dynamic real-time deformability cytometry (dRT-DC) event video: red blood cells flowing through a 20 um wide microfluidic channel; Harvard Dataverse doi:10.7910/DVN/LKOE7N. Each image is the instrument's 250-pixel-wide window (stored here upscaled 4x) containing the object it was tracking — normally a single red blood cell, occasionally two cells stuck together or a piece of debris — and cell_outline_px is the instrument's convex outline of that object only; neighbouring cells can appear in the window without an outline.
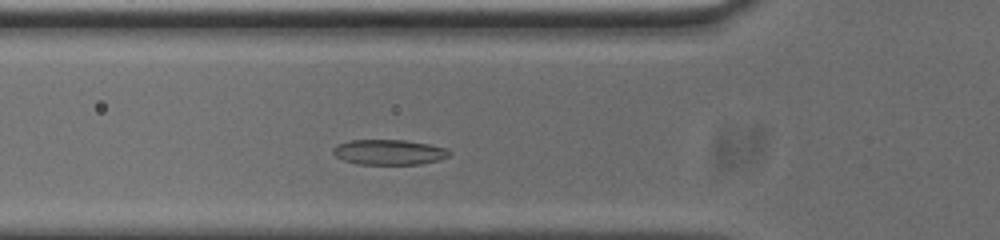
{"species": "common noctule bat (a hibernating species)", "species_latin": "Nyctalus noctula", "temperature_condition": "cold", "stored_images_in_passage": 37, "camera_frame_rate_fps": 3000, "um_per_image_px": 0.085, "animal": {"sex": "male", "body_mass_g": 20.0, "forearm_length_mm": 53.3}, "frame": {"image": 1, "passage_image": 10, "time_ms": 3.0, "image_size_px": [1000, 240], "cell_outline_px": [[452, 152], [448, 156], [440, 160], [420, 164], [356, 164], [344, 160], [336, 156], [332, 152], [332, 148], [336, 144], [348, 140], [404, 140], [428, 144], [448, 148]], "centroid_in_image_um": [33.06, 12.93], "position_along_channel_um": 92.7, "area_um2": 17.22}}
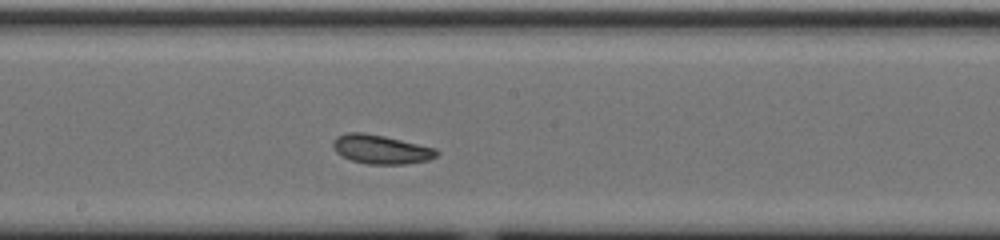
{"frame": {"image": 2, "passage_image": 20, "time_ms": 6.333, "image_size_px": [1000, 240], "cell_outline_px": [[440, 152], [436, 156], [428, 160], [404, 164], [368, 164], [352, 160], [336, 152], [332, 144], [332, 140], [336, 136], [348, 132], [364, 132], [384, 136], [436, 148]], "centroid_in_image_um": [32.37, 12.68], "position_along_channel_um": 215.8, "area_um2": 17.46}}
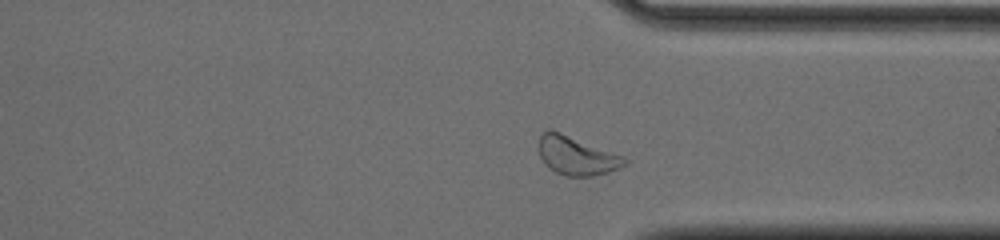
{"frame": {"image": 3, "passage_image": 32, "time_ms": 10.333, "image_size_px": [1000, 240], "cell_outline_px": [[628, 160], [620, 168], [608, 172], [592, 176], [564, 176], [548, 168], [544, 164], [540, 156], [540, 136], [548, 128], [560, 132], [624, 156]], "centroid_in_image_um": [49.0, 13.24], "position_along_channel_um": 362.4, "area_um2": 19.19}, "authors_computed_cell_mechanics": {"area_um2": 17.4556, "velocity_mm_per_s": 3.6999, "shape_relaxation_time_tau1_ms": 3.5203, "shape_relaxation_time_tau2_ms": null, "deformation_change_tau1": 0.106, "deformation_change_tau2": null}}